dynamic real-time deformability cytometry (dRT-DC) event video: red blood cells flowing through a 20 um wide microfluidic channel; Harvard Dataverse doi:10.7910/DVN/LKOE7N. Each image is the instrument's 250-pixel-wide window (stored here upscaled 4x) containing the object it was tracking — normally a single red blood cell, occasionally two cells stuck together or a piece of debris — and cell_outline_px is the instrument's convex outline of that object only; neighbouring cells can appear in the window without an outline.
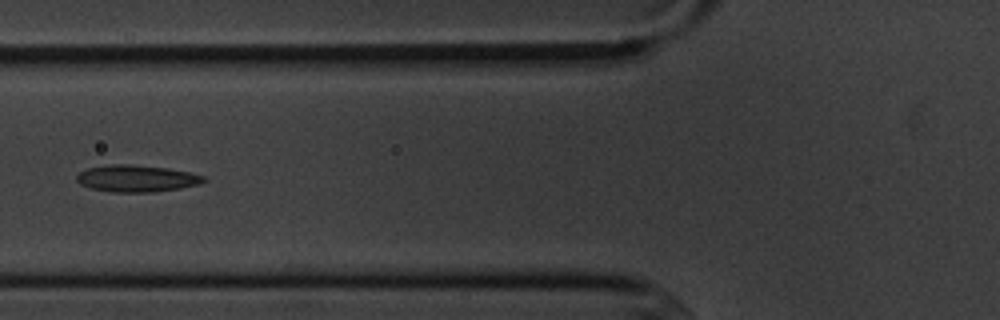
{"species": "common noctule bat (a hibernating species)", "species_latin": "Nyctalus noctula", "temperature_condition": "cold", "stored_images_in_passage": 6, "camera_frame_rate_fps": 3000, "um_per_image_px": 0.085, "animal": {"sex": "male", "body_mass_g": 20.1, "forearm_length_mm": 53.5}, "frame": {"image": 1, "passage_image": 6, "time_ms": 6.0, "image_size_px": [1000, 320], "cell_outline_px": [[208, 180], [200, 184], [180, 188], [152, 192], [108, 192], [92, 188], [80, 184], [76, 180], [76, 176], [80, 172], [88, 168], [112, 164], [132, 164], [168, 168], [188, 172], [204, 176]], "centroid_in_image_um": [11.62, 15.17], "position_along_channel_um": 114.2, "area_um2": 19.88}}